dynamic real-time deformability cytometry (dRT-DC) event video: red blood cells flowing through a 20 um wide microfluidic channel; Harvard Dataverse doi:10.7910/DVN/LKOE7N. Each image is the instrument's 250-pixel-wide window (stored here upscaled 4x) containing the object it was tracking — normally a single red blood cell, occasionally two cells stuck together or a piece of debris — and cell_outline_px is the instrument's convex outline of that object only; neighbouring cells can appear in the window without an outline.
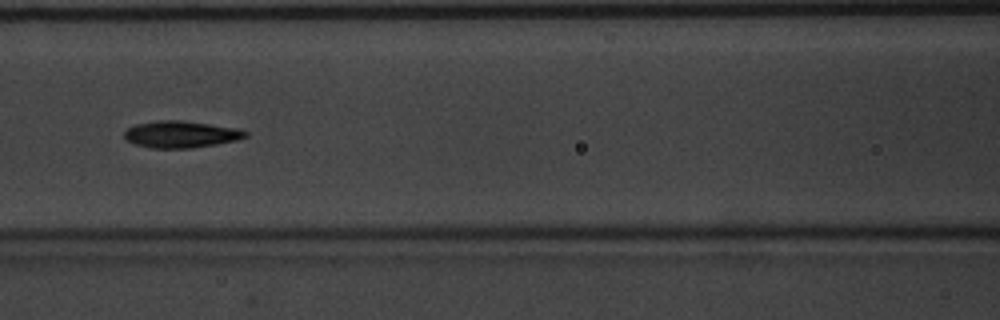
{"species": "common noctule bat (a hibernating species)", "species_latin": "Nyctalus noctula", "temperature_condition": "warm", "stored_images_in_passage": 37, "camera_frame_rate_fps": 3000, "um_per_image_px": 0.085, "animal": {"sex": "male", "body_mass_g": 20.1, "forearm_length_mm": 53.5}, "frame": {"image": 1, "passage_image": 9, "time_ms": 2.667, "image_size_px": [1000, 320], "cell_outline_px": [[248, 136], [236, 140], [216, 144], [192, 148], [148, 148], [124, 140], [124, 132], [128, 128], [136, 124], [156, 120], [180, 120], [236, 128], [248, 132]], "centroid_in_image_um": [15.34, 11.42], "position_along_channel_um": 151.3, "area_um2": 18.9}}
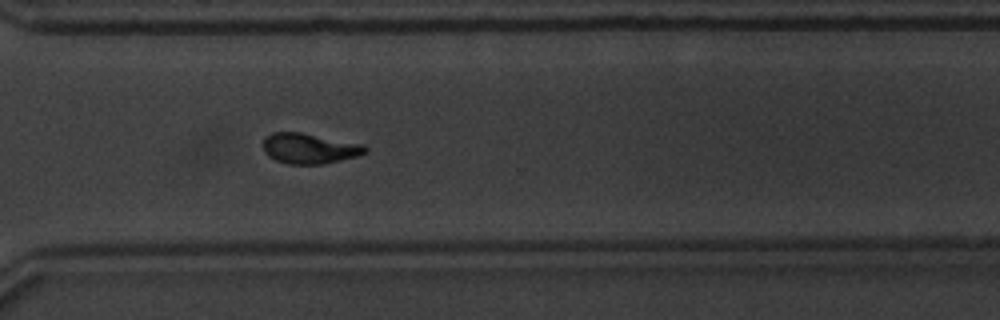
{"frame": {"image": 2, "passage_image": 24, "time_ms": 7.667, "image_size_px": [1000, 320], "cell_outline_px": [[368, 152], [356, 156], [320, 164], [288, 164], [276, 160], [268, 156], [264, 152], [264, 136], [272, 132], [300, 132], [364, 144], [368, 148]], "centroid_in_image_um": [26.29, 12.6], "position_along_channel_um": 344.3, "area_um2": 18.03}}
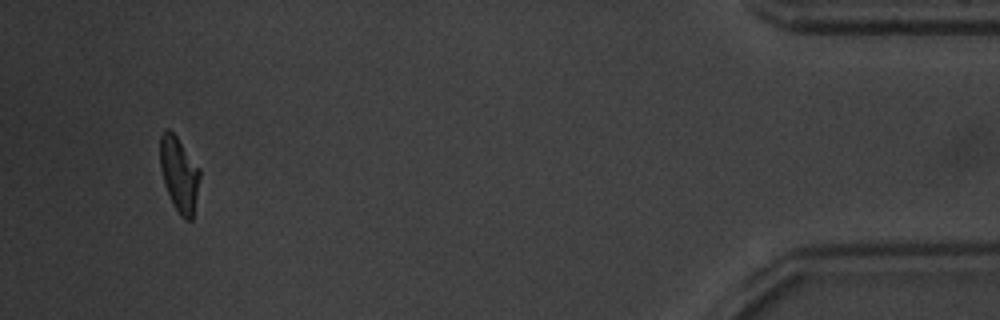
{"frame": {"image": 3, "passage_image": 35, "time_ms": 11.333, "image_size_px": [1000, 320], "cell_outline_px": [[200, 176], [192, 220], [184, 220], [180, 216], [172, 204], [164, 184], [160, 168], [160, 136], [164, 128], [168, 128], [176, 136], [200, 168]], "centroid_in_image_um": [15.21, 14.81], "position_along_channel_um": 420.0, "area_um2": 17.4}, "authors_computed_cell_mechanics": {"area_um2": 18.1492, "velocity_mm_per_s": 3.868, "shape_relaxation_time_tau1_ms": 3.3913, "shape_relaxation_time_tau2_ms": 3.6655, "deformation_change_tau1": 0.1595, "deformation_change_tau2": 0.1108}}